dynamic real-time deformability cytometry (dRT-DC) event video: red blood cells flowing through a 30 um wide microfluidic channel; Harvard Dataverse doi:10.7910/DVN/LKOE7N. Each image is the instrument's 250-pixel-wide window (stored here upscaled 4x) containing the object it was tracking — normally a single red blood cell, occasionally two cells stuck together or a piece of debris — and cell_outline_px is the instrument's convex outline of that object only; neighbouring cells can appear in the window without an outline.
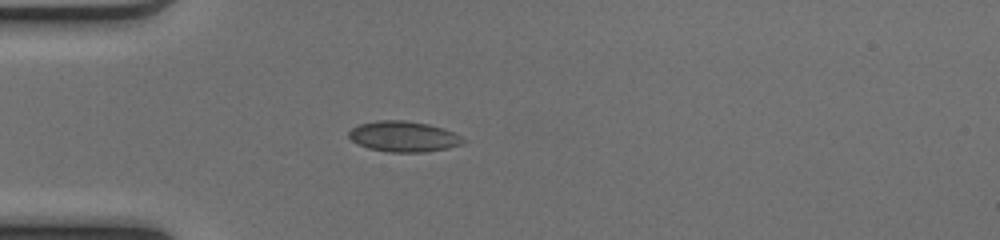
{"species": "common noctule bat (a hibernating species)", "species_latin": "Nyctalus noctula", "temperature_condition": "cold", "stored_images_in_passage": 36, "camera_frame_rate_fps": 3000, "um_per_image_px": 0.085, "animal": {"sex": "female", "body_mass_g": 17.0, "forearm_length_mm": 48.0}, "frame": {"image": 1, "passage_image": 1, "time_ms": 0.0, "image_size_px": [1000, 240], "cell_outline_px": [[468, 140], [464, 144], [448, 148], [424, 152], [388, 152], [368, 148], [356, 144], [348, 136], [348, 132], [352, 128], [360, 124], [376, 120], [404, 120], [428, 124], [444, 128]], "centroid_in_image_um": [34.31, 11.61], "position_along_channel_um": 50.7, "area_um2": 20.58}}
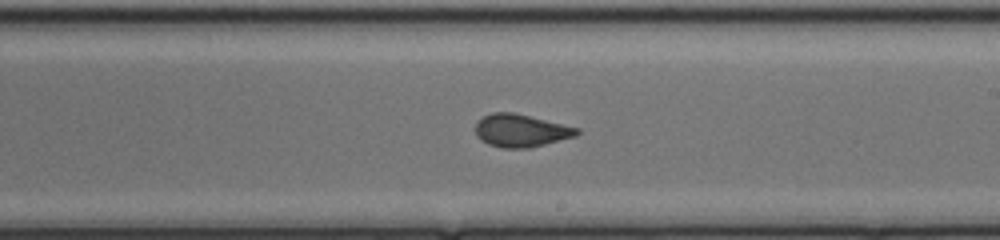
{"frame": {"image": 2, "passage_image": 16, "time_ms": 5.0, "image_size_px": [1000, 240], "cell_outline_px": [[580, 132], [576, 136], [532, 148], [504, 148], [488, 144], [480, 140], [476, 136], [476, 120], [492, 112], [512, 112], [580, 128]], "centroid_in_image_um": [44.27, 11.11], "position_along_channel_um": 244.7, "area_um2": 19.48}}
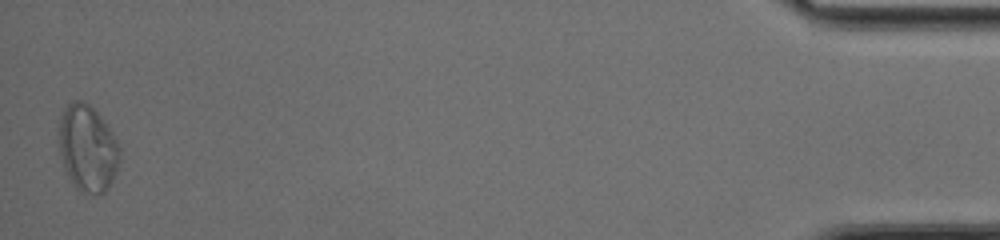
{"frame": {"image": 3, "passage_image": 36, "time_ms": 11.667, "image_size_px": [1000, 240], "cell_outline_px": [[120, 160], [116, 172], [108, 188], [104, 192], [84, 196], [76, 188], [68, 176], [64, 168], [60, 152], [56, 128], [64, 108], [68, 104], [76, 100], [80, 100], [88, 104], [96, 112], [108, 128], [116, 140], [120, 148]], "centroid_in_image_um": [7.41, 12.64], "position_along_channel_um": 427.8, "area_um2": 30.87}, "authors_computed_cell_mechanics": {"area_um2": 19.4786, "velocity_mm_per_s": 4.1262, "shape_relaxation_time_tau1_ms": 5.1079, "shape_relaxation_time_tau2_ms": 0.9009, "deformation_change_tau1": 0.1345, "deformation_change_tau2": 0.0377}}